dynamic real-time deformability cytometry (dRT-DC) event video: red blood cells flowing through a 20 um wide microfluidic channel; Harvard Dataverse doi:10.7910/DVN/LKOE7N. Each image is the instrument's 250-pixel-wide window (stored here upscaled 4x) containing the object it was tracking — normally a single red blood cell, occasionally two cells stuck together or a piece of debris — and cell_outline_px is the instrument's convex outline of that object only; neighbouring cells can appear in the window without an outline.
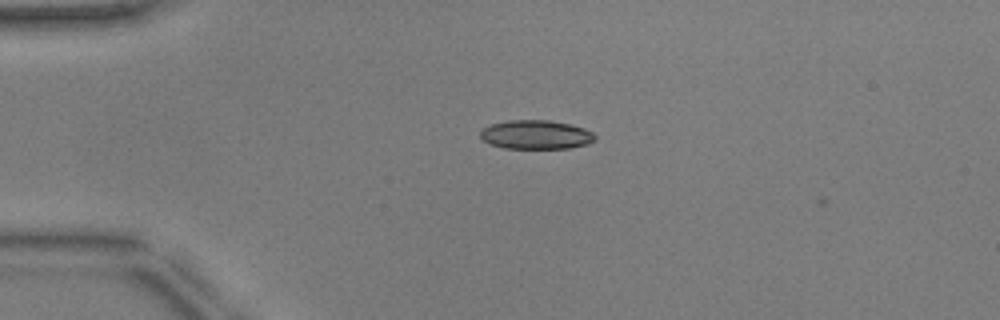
{"species": "common noctule bat (a hibernating species)", "species_latin": "Nyctalus noctula", "temperature_condition": "warm", "stored_images_in_passage": 5, "camera_frame_rate_fps": 3000, "um_per_image_px": 0.085, "animal": {"sex": "male", "body_mass_g": 17.9, "forearm_length_mm": 54.2}, "frame": {"image": 1, "passage_image": 1, "time_ms": 0.0, "image_size_px": [1000, 320], "cell_outline_px": [[596, 140], [588, 144], [568, 148], [504, 148], [488, 144], [480, 136], [480, 132], [484, 128], [492, 124], [508, 120], [548, 120], [572, 124], [584, 128], [592, 132], [596, 136]], "centroid_in_image_um": [45.58, 11.44], "position_along_channel_um": 39.4, "area_um2": 19.42}}